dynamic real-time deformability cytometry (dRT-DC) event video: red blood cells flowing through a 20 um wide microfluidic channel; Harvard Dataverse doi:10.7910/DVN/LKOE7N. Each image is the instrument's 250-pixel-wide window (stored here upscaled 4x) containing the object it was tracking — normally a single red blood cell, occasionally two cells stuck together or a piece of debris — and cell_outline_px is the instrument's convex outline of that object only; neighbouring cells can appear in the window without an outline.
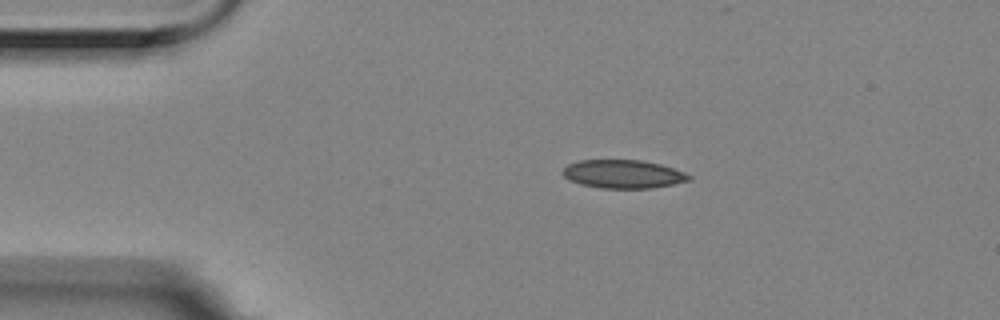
{"species": "Egyptian fruit bat (a non-hibernating species)", "species_latin": "Rousettus aegyptiacus", "temperature_condition": "room temperature", "stored_images_in_passage": 2, "camera_frame_rate_fps": 3000, "um_per_image_px": 0.085, "animal": {"sex": "female"}, "frame": {"image": 1, "passage_image": 1, "time_ms": 0.0, "image_size_px": [1000, 320], "cell_outline_px": [[692, 180], [652, 188], [600, 188], [580, 184], [568, 180], [560, 172], [568, 164], [580, 160], [640, 160], [660, 164], [684, 172], [692, 176]], "centroid_in_image_um": [52.94, 14.8], "position_along_channel_um": 32.1, "area_um2": 20.92}}